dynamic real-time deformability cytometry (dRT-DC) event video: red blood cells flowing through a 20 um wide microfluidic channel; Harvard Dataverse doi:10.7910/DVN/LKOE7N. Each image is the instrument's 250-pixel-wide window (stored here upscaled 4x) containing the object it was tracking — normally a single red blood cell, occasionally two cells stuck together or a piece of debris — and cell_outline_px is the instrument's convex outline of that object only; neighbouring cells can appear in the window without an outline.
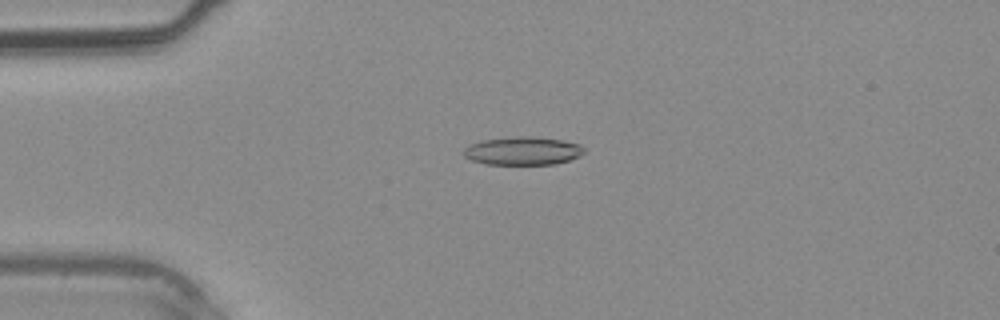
{"species": "common noctule bat (a hibernating species)", "species_latin": "Nyctalus noctula", "temperature_condition": "warm", "stored_images_in_passage": 37, "camera_frame_rate_fps": 3000, "um_per_image_px": 0.085, "animal": {"sex": "male", "body_mass_g": 20.4}, "frame": {"image": 1, "passage_image": 7, "time_ms": 2.0, "image_size_px": [1000, 320], "cell_outline_px": [[584, 152], [580, 156], [556, 164], [484, 164], [472, 160], [464, 156], [464, 148], [468, 144], [480, 140], [520, 136], [532, 136], [564, 140], [580, 144], [584, 148]], "centroid_in_image_um": [44.43, 12.81], "position_along_channel_um": 40.6, "area_um2": 19.94}}
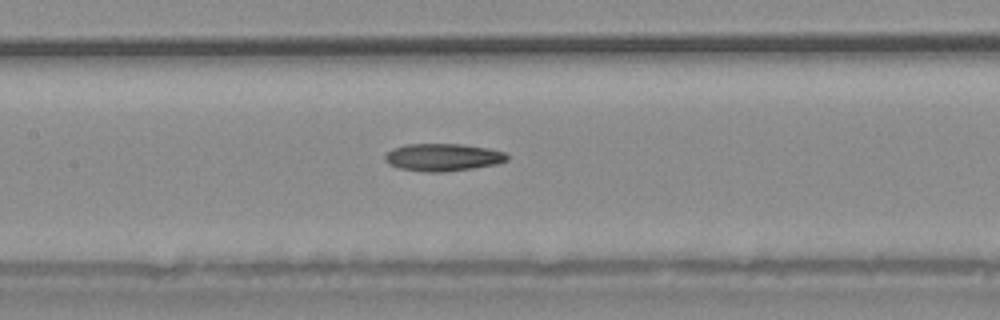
{"frame": {"image": 2, "passage_image": 16, "time_ms": 5.0, "image_size_px": [1000, 320], "cell_outline_px": [[508, 160], [500, 164], [444, 172], [428, 172], [400, 168], [388, 164], [384, 160], [384, 156], [392, 148], [404, 144], [460, 144], [488, 148], [504, 152], [508, 156]], "centroid_in_image_um": [37.64, 13.37], "position_along_channel_um": 169.8, "area_um2": 19.65}}
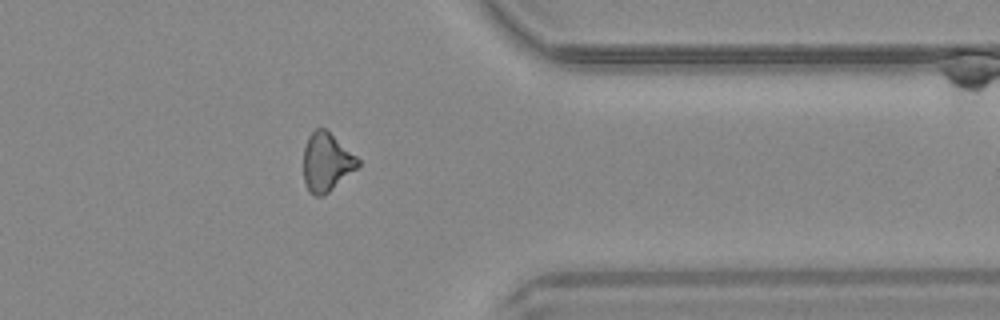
{"frame": {"image": 3, "passage_image": 29, "time_ms": 9.333, "image_size_px": [1000, 320], "cell_outline_px": [[360, 164], [356, 168], [324, 196], [312, 196], [308, 192], [304, 180], [304, 148], [308, 136], [316, 128], [324, 128], [356, 156], [360, 160]], "centroid_in_image_um": [27.72, 13.81], "position_along_channel_um": 383.7, "area_um2": 18.32}}